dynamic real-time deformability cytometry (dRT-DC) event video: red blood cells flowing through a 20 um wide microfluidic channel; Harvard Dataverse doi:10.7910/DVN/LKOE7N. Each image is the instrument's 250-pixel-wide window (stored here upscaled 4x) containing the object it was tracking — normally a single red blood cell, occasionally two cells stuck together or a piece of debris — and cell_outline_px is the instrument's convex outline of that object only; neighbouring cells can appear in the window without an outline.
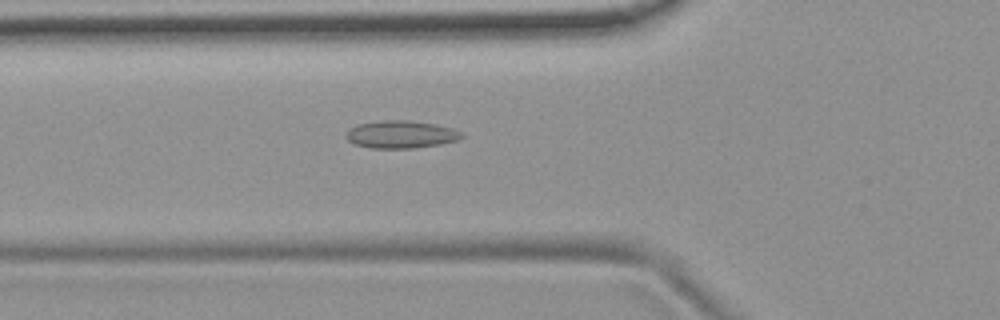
{"species": "common noctule bat (a hibernating species)", "species_latin": "Nyctalus noctula", "temperature_condition": "room temperature", "stored_images_in_passage": 45, "camera_frame_rate_fps": 3000, "um_per_image_px": 0.085, "animal": {"sex": "female", "body_mass_g": 19.9}, "frame": {"image": 1, "passage_image": 11, "time_ms": 3.333, "image_size_px": [1000, 320], "cell_outline_px": [[464, 136], [456, 140], [440, 144], [412, 148], [372, 148], [352, 144], [344, 136], [348, 128], [356, 124], [384, 120], [408, 120], [432, 124], [452, 128], [464, 132]], "centroid_in_image_um": [34.03, 11.42], "position_along_channel_um": 91.8, "area_um2": 18.67}}
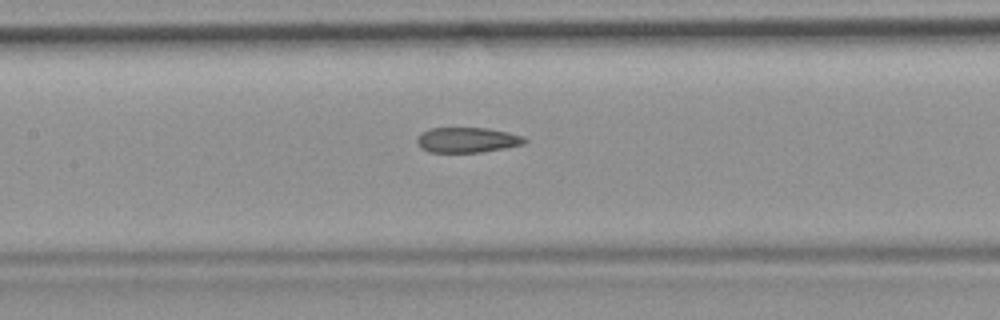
{"frame": {"image": 2, "passage_image": 17, "time_ms": 5.333, "image_size_px": [1000, 320], "cell_outline_px": [[528, 140], [524, 144], [504, 148], [480, 152], [428, 152], [420, 148], [416, 144], [416, 136], [420, 132], [432, 128], [488, 128], [508, 132], [524, 136]], "centroid_in_image_um": [39.68, 11.89], "position_along_channel_um": 167.7, "area_um2": 16.01}}
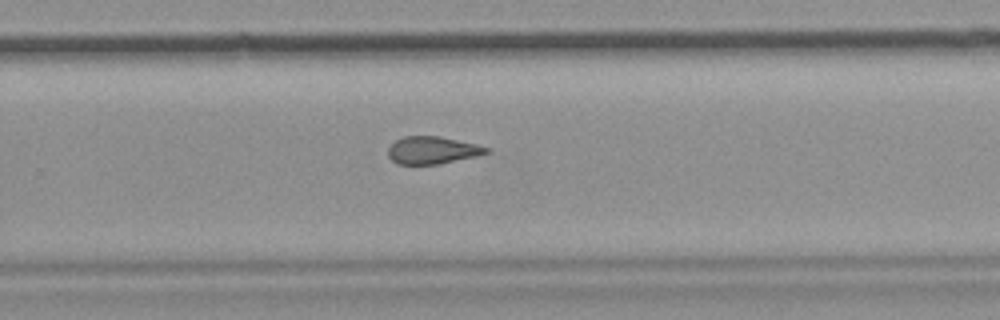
{"frame": {"image": 3, "passage_image": 27, "time_ms": 8.667, "image_size_px": [1000, 320], "cell_outline_px": [[488, 152], [480, 156], [436, 164], [396, 164], [388, 156], [388, 148], [396, 140], [404, 136], [440, 136], [476, 144], [488, 148]], "centroid_in_image_um": [36.74, 12.77], "position_along_channel_um": 293.1, "area_um2": 15.66}, "authors_computed_cell_mechanics": {"area_um2": 16.762, "velocity_mm_per_s": 3.7794, "shape_relaxation_time_tau1_ms": null, "shape_relaxation_time_tau2_ms": 3.0211, "deformation_change_tau1": null, "deformation_change_tau2": 0.11}}